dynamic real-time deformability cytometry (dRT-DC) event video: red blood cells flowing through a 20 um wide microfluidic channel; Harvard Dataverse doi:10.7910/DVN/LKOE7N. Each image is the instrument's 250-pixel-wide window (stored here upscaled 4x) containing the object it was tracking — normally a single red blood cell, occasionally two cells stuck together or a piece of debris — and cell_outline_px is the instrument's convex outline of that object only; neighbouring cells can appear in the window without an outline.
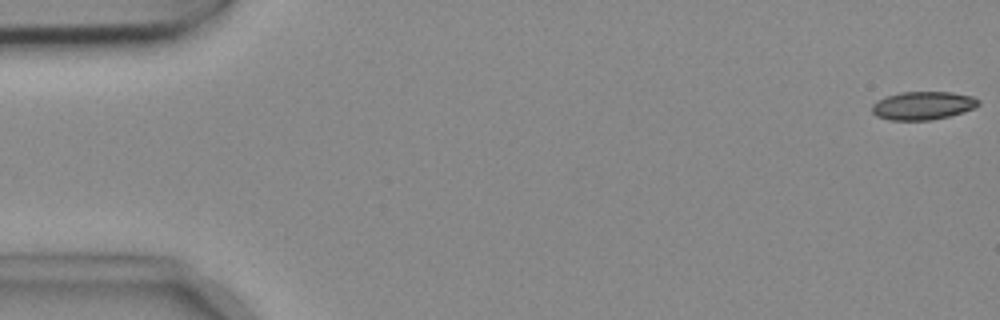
{"species": "common noctule bat (a hibernating species)", "species_latin": "Nyctalus noctula", "temperature_condition": "cold", "stored_images_in_passage": 54, "camera_frame_rate_fps": 3000, "um_per_image_px": 0.085, "animal": {"sex": "female", "body_mass_g": 18.4}, "frame": {"image": 1, "passage_image": 1, "time_ms": 0.0, "image_size_px": [1000, 320], "cell_outline_px": [[980, 104], [964, 112], [932, 120], [892, 120], [876, 116], [872, 112], [872, 104], [876, 100], [888, 96], [904, 92], [952, 92], [972, 96], [980, 100]], "centroid_in_image_um": [78.45, 8.97], "position_along_channel_um": 6.6, "area_um2": 17.46}}
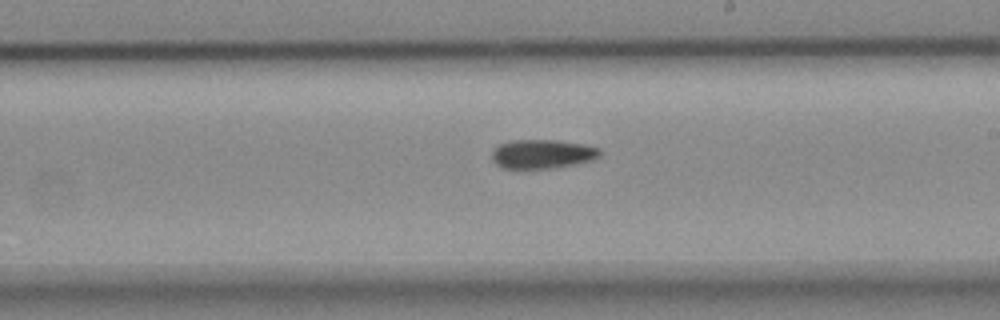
{"frame": {"image": 2, "passage_image": 31, "time_ms": 10.0, "image_size_px": [1000, 320], "cell_outline_px": [[600, 156], [592, 160], [580, 164], [556, 168], [500, 168], [492, 160], [492, 148], [500, 144], [512, 140], [556, 140], [584, 144], [600, 148]], "centroid_in_image_um": [46.1, 13.09], "position_along_channel_um": 242.9, "area_um2": 18.55}}
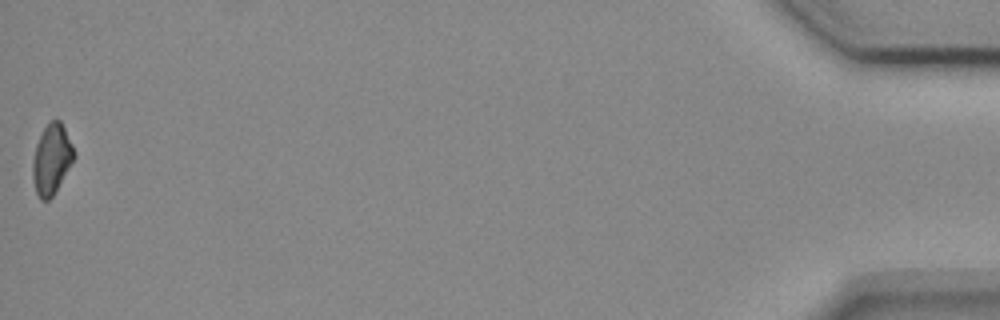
{"frame": {"image": 3, "passage_image": 54, "time_ms": 17.667, "image_size_px": [1000, 320], "cell_outline_px": [[76, 156], [52, 196], [48, 200], [40, 200], [36, 192], [32, 180], [32, 160], [36, 144], [44, 128], [56, 116], [60, 120], [76, 152]], "centroid_in_image_um": [4.38, 13.52], "position_along_channel_um": 430.8, "area_um2": 16.88}, "authors_computed_cell_mechanics": {"area_um2": 18.0336, "velocity_mm_per_s": 3.7302, "shape_relaxation_time_tau1_ms": 4.1429, "shape_relaxation_time_tau2_ms": null, "deformation_change_tau1": 0.1041, "deformation_change_tau2": null}}